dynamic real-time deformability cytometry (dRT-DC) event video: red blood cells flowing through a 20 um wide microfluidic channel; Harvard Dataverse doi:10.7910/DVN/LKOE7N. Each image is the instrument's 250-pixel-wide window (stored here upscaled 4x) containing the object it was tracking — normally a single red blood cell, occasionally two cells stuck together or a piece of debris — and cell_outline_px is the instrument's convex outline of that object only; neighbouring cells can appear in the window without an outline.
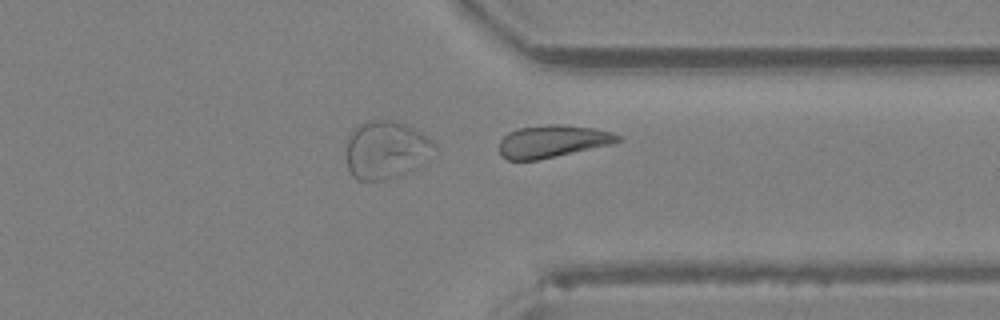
{"species": "Egyptian fruit bat (a non-hibernating species)", "species_latin": "Rousettus aegyptiacus", "temperature_condition": "room temperature", "stored_images_in_passage": 27, "camera_frame_rate_fps": 3000, "um_per_image_px": 0.085, "animal": {"sex": "female"}, "frame": {"image": 1, "passage_image": 27, "time_ms": 8.667, "image_size_px": [1000, 320], "cell_outline_px": [[620, 140], [612, 144], [536, 160], [508, 160], [500, 156], [500, 140], [508, 132], [520, 128], [548, 124], [560, 124], [592, 128], [612, 132], [620, 136]], "centroid_in_image_um": [46.94, 12.01], "position_along_channel_um": 364.5, "area_um2": 22.14}}